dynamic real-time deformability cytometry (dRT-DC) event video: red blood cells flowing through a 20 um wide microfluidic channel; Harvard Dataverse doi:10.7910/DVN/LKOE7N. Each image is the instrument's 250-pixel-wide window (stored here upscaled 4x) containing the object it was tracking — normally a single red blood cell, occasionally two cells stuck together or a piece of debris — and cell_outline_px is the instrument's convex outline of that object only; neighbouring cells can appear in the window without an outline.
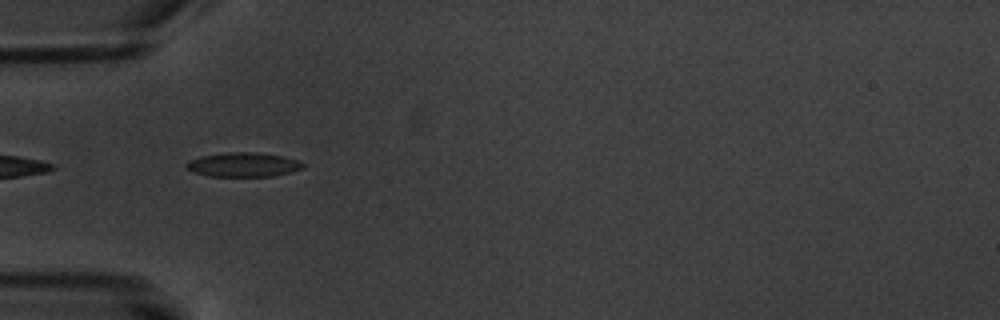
{"species": "common noctule bat (a hibernating species)", "species_latin": "Nyctalus noctula", "temperature_condition": "warm", "stored_images_in_passage": 4, "camera_frame_rate_fps": 3000, "um_per_image_px": 0.085, "animal": {"sex": "male", "body_mass_g": 20.1, "forearm_length_mm": 53.5}, "frame": {"image": 1, "passage_image": 4, "time_ms": 3.667, "image_size_px": [1000, 320], "cell_outline_px": [[304, 168], [292, 172], [272, 176], [208, 176], [192, 172], [184, 164], [188, 160], [200, 156], [224, 152], [256, 152], [280, 156], [296, 160], [304, 164]], "centroid_in_image_um": [20.63, 13.99], "position_along_channel_um": 64.4, "area_um2": 16.53}}